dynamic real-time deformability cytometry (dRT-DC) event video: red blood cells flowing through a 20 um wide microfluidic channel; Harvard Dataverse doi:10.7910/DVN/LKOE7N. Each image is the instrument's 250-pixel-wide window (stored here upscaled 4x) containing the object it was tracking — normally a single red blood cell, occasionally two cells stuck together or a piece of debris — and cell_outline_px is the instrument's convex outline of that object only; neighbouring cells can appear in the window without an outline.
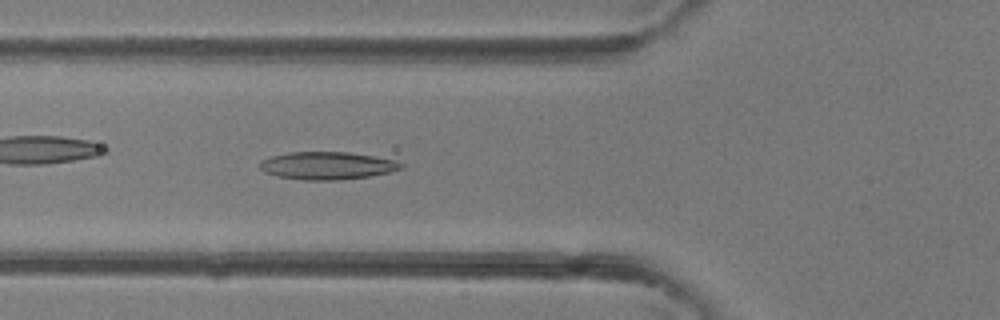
{"species": "common noctule bat (a hibernating species)", "species_latin": "Nyctalus noctula", "temperature_condition": "room temperature", "stored_images_in_passage": 40, "camera_frame_rate_fps": 3000, "um_per_image_px": 0.085, "animal": {"sex": "female"}, "frame": {"image": 1, "passage_image": 14, "time_ms": 4.333, "image_size_px": [1000, 320], "cell_outline_px": [[404, 168], [388, 172], [368, 176], [340, 180], [304, 180], [276, 176], [264, 172], [260, 168], [260, 160], [272, 156], [288, 152], [348, 152], [396, 160], [404, 164]], "centroid_in_image_um": [27.8, 14.08], "position_along_channel_um": 98.0, "area_um2": 22.77}}
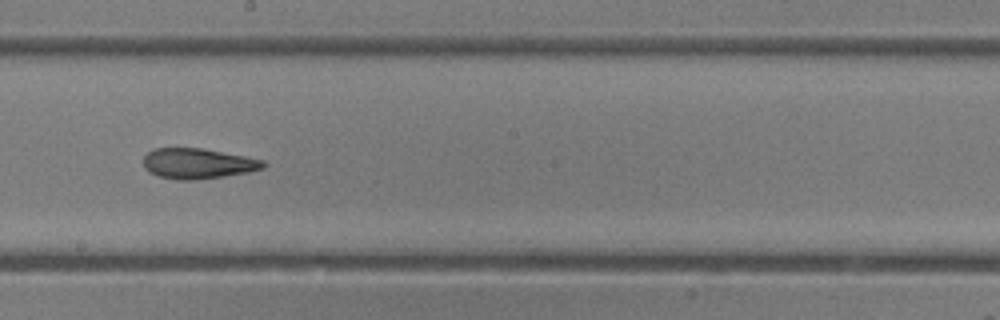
{"frame": {"image": 2, "passage_image": 22, "time_ms": 7.0, "image_size_px": [1000, 320], "cell_outline_px": [[268, 164], [264, 168], [248, 172], [224, 176], [192, 180], [176, 180], [160, 176], [148, 172], [144, 168], [144, 156], [152, 148], [204, 148], [264, 160]], "centroid_in_image_um": [16.82, 13.89], "position_along_channel_um": 231.4, "area_um2": 21.33}}
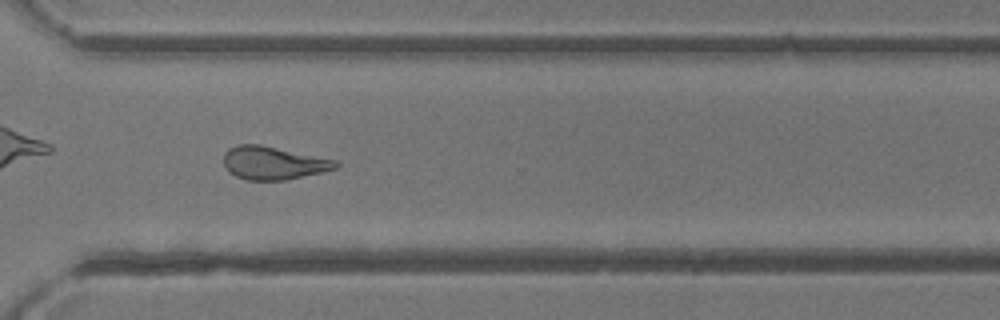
{"frame": {"image": 3, "passage_image": 29, "time_ms": 9.333, "image_size_px": [1000, 320], "cell_outline_px": [[340, 164], [336, 168], [320, 172], [284, 180], [244, 180], [228, 172], [224, 168], [224, 152], [228, 148], [240, 144], [260, 144], [336, 160]], "centroid_in_image_um": [23.18, 13.85], "position_along_channel_um": 347.4, "area_um2": 21.56}}